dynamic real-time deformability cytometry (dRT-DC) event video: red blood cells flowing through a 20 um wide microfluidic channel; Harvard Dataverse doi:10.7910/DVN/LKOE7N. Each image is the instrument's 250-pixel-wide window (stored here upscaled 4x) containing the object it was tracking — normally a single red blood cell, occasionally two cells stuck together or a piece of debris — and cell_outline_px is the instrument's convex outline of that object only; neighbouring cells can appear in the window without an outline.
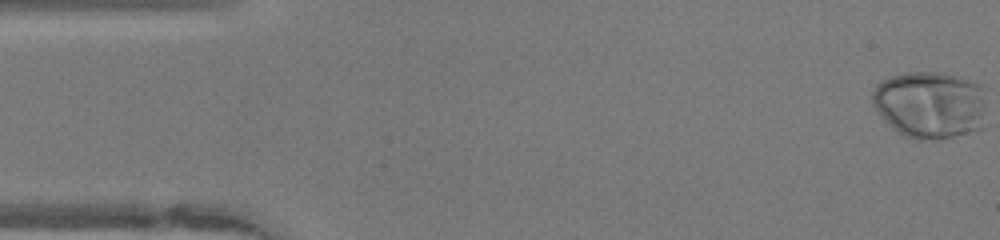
{"species": "human", "species_latin": "Homo sapiens", "temperature_condition": "warm", "stored_images_in_passage": 49, "camera_frame_rate_fps": 3000, "um_per_image_px": 0.085, "donor": {"sex": "female"}, "frame": {"image": 1, "passage_image": 1, "time_ms": 0.0, "image_size_px": [1000, 240], "cell_outline_px": [[984, 128], [952, 136], [924, 140], [916, 140], [904, 136], [876, 108], [872, 100], [872, 92], [876, 84], [892, 76], [908, 72], [940, 72], [956, 76], [980, 84], [984, 88]], "centroid_in_image_um": [79.1, 8.88], "position_along_channel_um": 5.9, "area_um2": 44.27}}
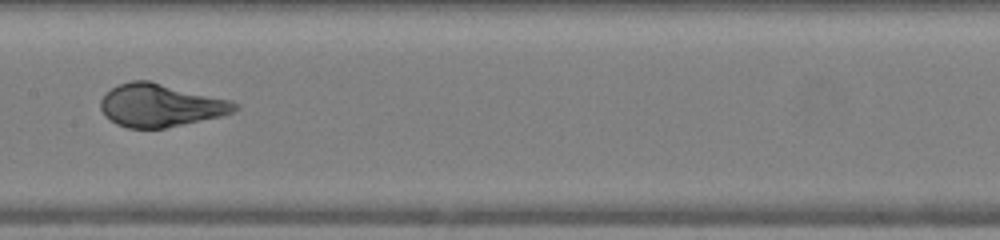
{"frame": {"image": 2, "passage_image": 24, "time_ms": 7.667, "image_size_px": [1000, 240], "cell_outline_px": [[240, 108], [236, 112], [220, 116], [164, 128], [128, 128], [116, 124], [104, 116], [100, 108], [100, 100], [112, 88], [120, 84], [132, 80], [148, 80], [232, 100], [240, 104]], "centroid_in_image_um": [13.67, 8.95], "position_along_channel_um": 193.7, "area_um2": 33.58}}
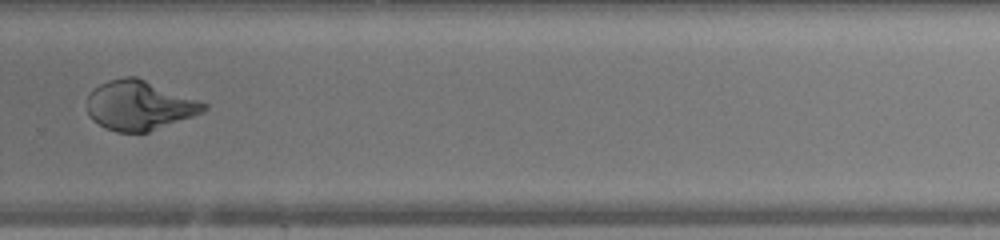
{"frame": {"image": 3, "passage_image": 33, "time_ms": 10.667, "image_size_px": [1000, 240], "cell_outline_px": [[208, 108], [204, 112], [148, 132], [116, 132], [92, 120], [88, 116], [88, 96], [100, 84], [108, 80], [124, 76], [136, 76], [208, 104]], "centroid_in_image_um": [11.85, 8.96], "position_along_channel_um": 318.0, "area_um2": 33.35}, "authors_computed_cell_mechanics": {"area_um2": 35.8938, "velocity_mm_per_s": 4.15, "shape_relaxation_time_tau1_ms": 5.0765, "shape_relaxation_time_tau2_ms": null, "deformation_change_tau1": 0.2889, "deformation_change_tau2": null}}